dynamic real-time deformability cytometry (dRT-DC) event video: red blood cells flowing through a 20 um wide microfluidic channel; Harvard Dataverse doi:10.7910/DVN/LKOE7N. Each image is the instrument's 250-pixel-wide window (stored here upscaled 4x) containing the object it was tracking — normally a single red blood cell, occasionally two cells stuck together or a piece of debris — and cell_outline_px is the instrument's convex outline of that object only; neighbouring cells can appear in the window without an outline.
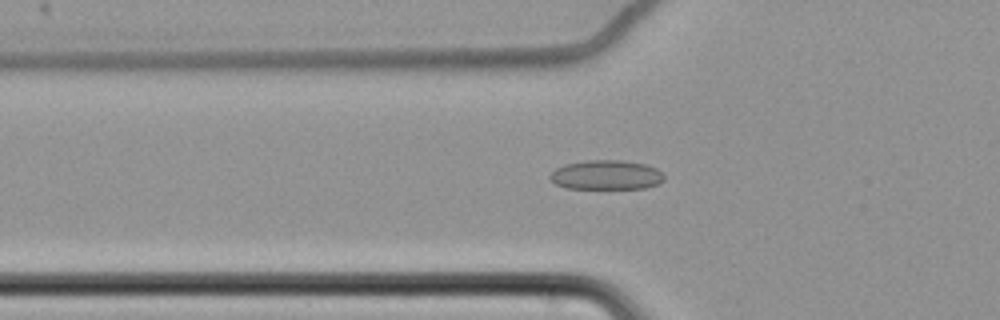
{"species": "common noctule bat (a hibernating species)", "species_latin": "Nyctalus noctula", "temperature_condition": "cold", "stored_images_in_passage": 64, "camera_frame_rate_fps": 3000, "um_per_image_px": 0.085, "animal": {"sex": "female", "body_mass_g": 22.7, "forearm_length_mm": 54.2}, "frame": {"image": 1, "passage_image": 25, "time_ms": 8.0, "image_size_px": [1000, 320], "cell_outline_px": [[664, 180], [660, 184], [644, 188], [564, 188], [556, 184], [548, 176], [556, 168], [564, 164], [584, 160], [624, 160], [644, 164], [656, 168], [664, 176]], "centroid_in_image_um": [51.53, 14.86], "position_along_channel_um": 74.3, "area_um2": 19.65}}
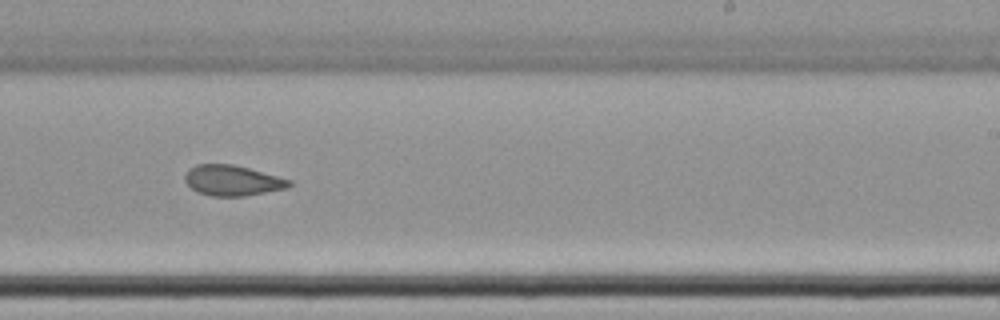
{"frame": {"image": 2, "passage_image": 42, "time_ms": 13.667, "image_size_px": [1000, 320], "cell_outline_px": [[292, 184], [284, 188], [244, 196], [212, 196], [196, 192], [184, 180], [184, 176], [196, 164], [232, 164], [248, 168], [292, 180]], "centroid_in_image_um": [19.73, 15.34], "position_along_channel_um": 269.3, "area_um2": 18.21}}
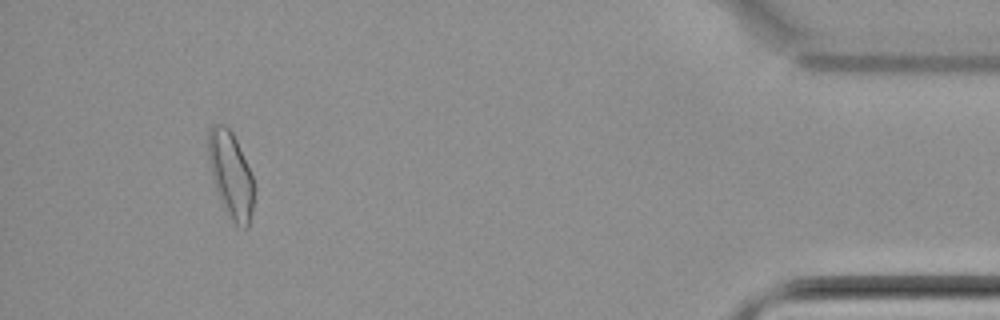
{"frame": {"image": 3, "passage_image": 60, "time_ms": 19.667, "image_size_px": [1000, 320], "cell_outline_px": [[256, 188], [252, 212], [248, 228], [244, 228], [236, 224], [228, 216], [216, 192], [208, 160], [208, 128], [212, 124], [224, 124], [232, 132], [236, 140], [252, 176]], "centroid_in_image_um": [19.62, 14.87], "position_along_channel_um": 415.6, "area_um2": 23.12}, "authors_computed_cell_mechanics": {"area_um2": 20.0566, "velocity_mm_per_s": 3.4626, "shape_relaxation_time_tau1_ms": null, "shape_relaxation_time_tau2_ms": 2.7366, "deformation_change_tau1": null, "deformation_change_tau2": 0.0662}}